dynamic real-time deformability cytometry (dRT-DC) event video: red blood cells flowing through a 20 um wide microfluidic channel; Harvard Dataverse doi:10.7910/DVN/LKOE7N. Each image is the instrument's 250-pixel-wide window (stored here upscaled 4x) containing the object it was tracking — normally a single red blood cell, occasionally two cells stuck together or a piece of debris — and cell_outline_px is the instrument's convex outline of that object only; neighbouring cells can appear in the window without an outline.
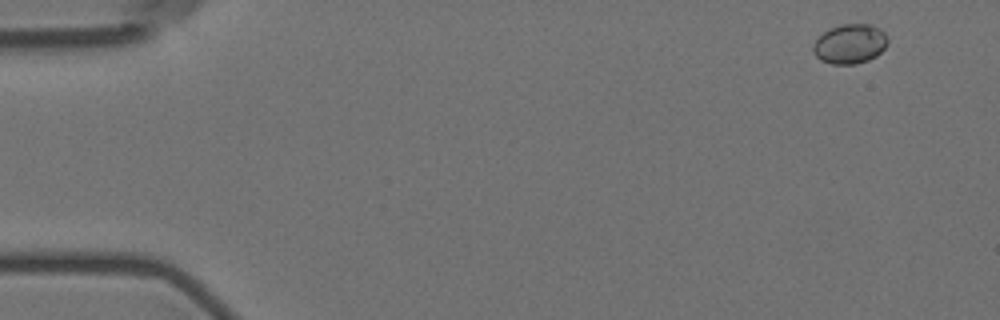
{"species": "Egyptian fruit bat (a non-hibernating species)", "species_latin": "Rousettus aegyptiacus", "temperature_condition": "room temperature", "stored_images_in_passage": 5, "camera_frame_rate_fps": 3000, "um_per_image_px": 0.085, "animal": {"sex": "female"}, "frame": {"image": 1, "passage_image": 1, "time_ms": 0.0, "image_size_px": [1000, 320], "cell_outline_px": [[888, 44], [876, 56], [868, 60], [856, 64], [832, 64], [820, 60], [812, 52], [812, 44], [824, 32], [840, 24], [868, 24], [880, 28], [884, 32], [888, 40]], "centroid_in_image_um": [72.24, 3.74], "position_along_channel_um": 12.8, "area_um2": 17.22}}
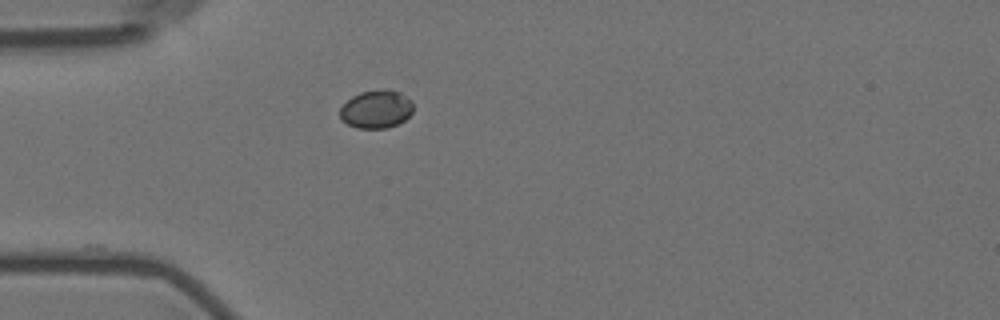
{"frame": {"image": 2, "passage_image": 4, "time_ms": 4.333, "image_size_px": [1000, 320], "cell_outline_px": [[412, 112], [404, 120], [388, 128], [356, 128], [340, 120], [340, 108], [352, 96], [360, 92], [384, 88], [400, 92], [412, 100]], "centroid_in_image_um": [31.97, 9.27], "position_along_channel_um": 53.0, "area_um2": 16.36}}